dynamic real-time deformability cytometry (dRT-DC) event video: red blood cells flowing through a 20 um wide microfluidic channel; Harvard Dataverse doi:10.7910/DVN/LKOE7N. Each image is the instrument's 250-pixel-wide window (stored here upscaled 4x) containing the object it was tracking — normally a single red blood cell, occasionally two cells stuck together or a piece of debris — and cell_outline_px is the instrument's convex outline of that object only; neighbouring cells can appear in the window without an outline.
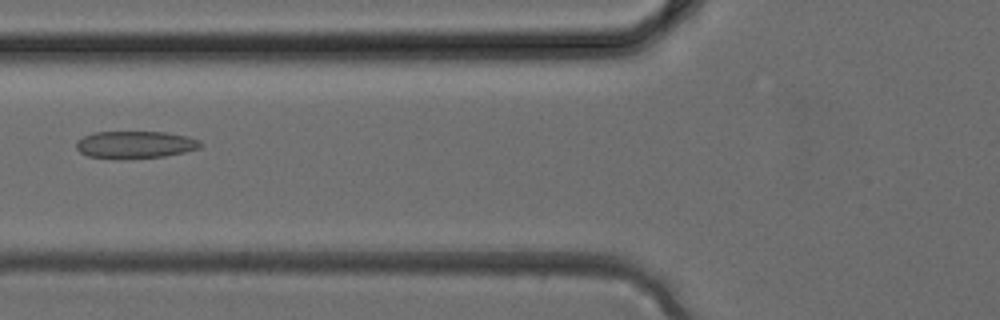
{"species": "common noctule bat (a hibernating species)", "species_latin": "Nyctalus noctula", "temperature_condition": "cold", "stored_images_in_passage": 38, "camera_frame_rate_fps": 3000, "um_per_image_px": 0.085, "animal": {"sex": "female", "body_mass_g": 24.6, "forearm_length_mm": 56.2}, "frame": {"image": 1, "passage_image": 15, "time_ms": 4.667, "image_size_px": [1000, 320], "cell_outline_px": [[204, 144], [200, 148], [184, 152], [164, 156], [120, 160], [88, 156], [80, 152], [76, 148], [76, 140], [92, 132], [164, 132], [188, 136], [200, 140]], "centroid_in_image_um": [11.48, 12.3], "position_along_channel_um": 114.3, "area_um2": 20.11}}
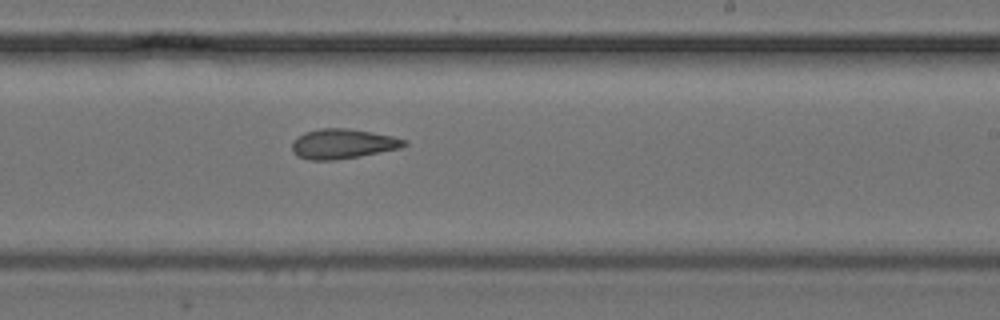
{"frame": {"image": 2, "passage_image": 23, "time_ms": 7.333, "image_size_px": [1000, 320], "cell_outline_px": [[408, 144], [400, 148], [360, 156], [336, 160], [308, 160], [296, 156], [292, 152], [292, 140], [296, 136], [304, 132], [320, 128], [348, 128], [372, 132], [392, 136], [408, 140]], "centroid_in_image_um": [29.1, 12.22], "position_along_channel_um": 259.9, "area_um2": 19.77}}
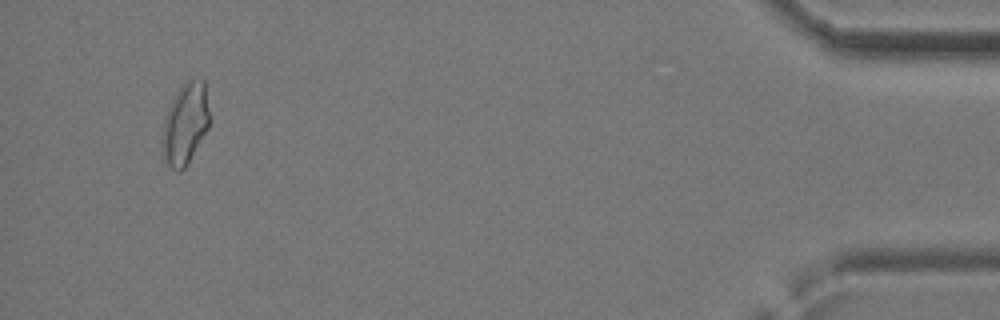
{"frame": {"image": 3, "passage_image": 36, "time_ms": 11.667, "image_size_px": [1000, 320], "cell_outline_px": [[208, 128], [188, 164], [180, 172], [176, 172], [164, 160], [160, 144], [164, 116], [176, 92], [184, 84], [192, 80], [204, 80], [208, 112]], "centroid_in_image_um": [15.69, 10.6], "position_along_channel_um": 419.5, "area_um2": 22.25}}